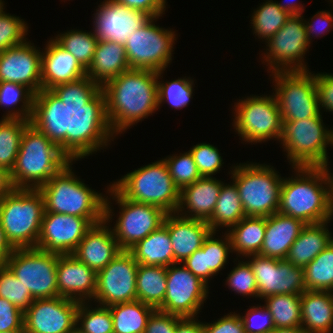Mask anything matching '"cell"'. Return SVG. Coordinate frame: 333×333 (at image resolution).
Returning a JSON list of instances; mask_svg holds the SVG:
<instances>
[{
  "label": "cell",
  "mask_w": 333,
  "mask_h": 333,
  "mask_svg": "<svg viewBox=\"0 0 333 333\" xmlns=\"http://www.w3.org/2000/svg\"><path fill=\"white\" fill-rule=\"evenodd\" d=\"M86 147L82 114L49 109L24 130L11 182L17 189H39Z\"/></svg>",
  "instance_id": "6da1fadb"
},
{
  "label": "cell",
  "mask_w": 333,
  "mask_h": 333,
  "mask_svg": "<svg viewBox=\"0 0 333 333\" xmlns=\"http://www.w3.org/2000/svg\"><path fill=\"white\" fill-rule=\"evenodd\" d=\"M164 70L129 69L107 82L82 113L86 146L103 149L115 135L158 110V86Z\"/></svg>",
  "instance_id": "7a4b0ae2"
},
{
  "label": "cell",
  "mask_w": 333,
  "mask_h": 333,
  "mask_svg": "<svg viewBox=\"0 0 333 333\" xmlns=\"http://www.w3.org/2000/svg\"><path fill=\"white\" fill-rule=\"evenodd\" d=\"M42 51V102L49 109H72L81 114L91 105L86 70L55 39Z\"/></svg>",
  "instance_id": "3957f363"
},
{
  "label": "cell",
  "mask_w": 333,
  "mask_h": 333,
  "mask_svg": "<svg viewBox=\"0 0 333 333\" xmlns=\"http://www.w3.org/2000/svg\"><path fill=\"white\" fill-rule=\"evenodd\" d=\"M284 178L278 212L305 224L330 221L329 167H293Z\"/></svg>",
  "instance_id": "277c9868"
},
{
  "label": "cell",
  "mask_w": 333,
  "mask_h": 333,
  "mask_svg": "<svg viewBox=\"0 0 333 333\" xmlns=\"http://www.w3.org/2000/svg\"><path fill=\"white\" fill-rule=\"evenodd\" d=\"M86 146L70 163L38 190L44 198V213H61L83 218H104L105 197L89 188L72 171L74 161L96 153ZM104 196V197H103Z\"/></svg>",
  "instance_id": "5b68a950"
},
{
  "label": "cell",
  "mask_w": 333,
  "mask_h": 333,
  "mask_svg": "<svg viewBox=\"0 0 333 333\" xmlns=\"http://www.w3.org/2000/svg\"><path fill=\"white\" fill-rule=\"evenodd\" d=\"M44 212L38 189L14 188L0 200V224L15 249L36 248Z\"/></svg>",
  "instance_id": "8992f818"
},
{
  "label": "cell",
  "mask_w": 333,
  "mask_h": 333,
  "mask_svg": "<svg viewBox=\"0 0 333 333\" xmlns=\"http://www.w3.org/2000/svg\"><path fill=\"white\" fill-rule=\"evenodd\" d=\"M231 169L246 216L268 217L278 212L283 177L273 166L251 162Z\"/></svg>",
  "instance_id": "52a82bcc"
},
{
  "label": "cell",
  "mask_w": 333,
  "mask_h": 333,
  "mask_svg": "<svg viewBox=\"0 0 333 333\" xmlns=\"http://www.w3.org/2000/svg\"><path fill=\"white\" fill-rule=\"evenodd\" d=\"M112 185L128 200L157 206L167 214L178 209L180 189L163 159L127 173Z\"/></svg>",
  "instance_id": "ba28073f"
},
{
  "label": "cell",
  "mask_w": 333,
  "mask_h": 333,
  "mask_svg": "<svg viewBox=\"0 0 333 333\" xmlns=\"http://www.w3.org/2000/svg\"><path fill=\"white\" fill-rule=\"evenodd\" d=\"M322 118L283 121L279 142L292 167H329L327 147L333 146V130Z\"/></svg>",
  "instance_id": "9c48e42d"
},
{
  "label": "cell",
  "mask_w": 333,
  "mask_h": 333,
  "mask_svg": "<svg viewBox=\"0 0 333 333\" xmlns=\"http://www.w3.org/2000/svg\"><path fill=\"white\" fill-rule=\"evenodd\" d=\"M245 98L234 105L233 127L238 136L251 144L280 140L283 121L274 92Z\"/></svg>",
  "instance_id": "30bf717a"
},
{
  "label": "cell",
  "mask_w": 333,
  "mask_h": 333,
  "mask_svg": "<svg viewBox=\"0 0 333 333\" xmlns=\"http://www.w3.org/2000/svg\"><path fill=\"white\" fill-rule=\"evenodd\" d=\"M275 98L282 121L303 120L322 116L319 107L315 73L308 71L274 72Z\"/></svg>",
  "instance_id": "8fae6325"
},
{
  "label": "cell",
  "mask_w": 333,
  "mask_h": 333,
  "mask_svg": "<svg viewBox=\"0 0 333 333\" xmlns=\"http://www.w3.org/2000/svg\"><path fill=\"white\" fill-rule=\"evenodd\" d=\"M152 17L140 29L130 34L124 48L130 69L161 71L172 61L176 33L155 25Z\"/></svg>",
  "instance_id": "7c38bea8"
},
{
  "label": "cell",
  "mask_w": 333,
  "mask_h": 333,
  "mask_svg": "<svg viewBox=\"0 0 333 333\" xmlns=\"http://www.w3.org/2000/svg\"><path fill=\"white\" fill-rule=\"evenodd\" d=\"M58 254L37 248L15 249L6 266L27 288L33 299L59 296L57 287Z\"/></svg>",
  "instance_id": "4fadbf2b"
},
{
  "label": "cell",
  "mask_w": 333,
  "mask_h": 333,
  "mask_svg": "<svg viewBox=\"0 0 333 333\" xmlns=\"http://www.w3.org/2000/svg\"><path fill=\"white\" fill-rule=\"evenodd\" d=\"M107 188L108 196L120 206V215L111 229L121 250L128 251L163 225L167 213L161 208L128 200L113 185Z\"/></svg>",
  "instance_id": "5bb4252c"
},
{
  "label": "cell",
  "mask_w": 333,
  "mask_h": 333,
  "mask_svg": "<svg viewBox=\"0 0 333 333\" xmlns=\"http://www.w3.org/2000/svg\"><path fill=\"white\" fill-rule=\"evenodd\" d=\"M303 17L292 15L283 27L266 41V53L261 55L264 54L263 62L269 66L268 73L309 70L303 59L310 46Z\"/></svg>",
  "instance_id": "9a60e30c"
},
{
  "label": "cell",
  "mask_w": 333,
  "mask_h": 333,
  "mask_svg": "<svg viewBox=\"0 0 333 333\" xmlns=\"http://www.w3.org/2000/svg\"><path fill=\"white\" fill-rule=\"evenodd\" d=\"M208 288L182 263H174L167 267L165 298L157 309L180 317H197L208 297Z\"/></svg>",
  "instance_id": "2e32d148"
},
{
  "label": "cell",
  "mask_w": 333,
  "mask_h": 333,
  "mask_svg": "<svg viewBox=\"0 0 333 333\" xmlns=\"http://www.w3.org/2000/svg\"><path fill=\"white\" fill-rule=\"evenodd\" d=\"M138 263L133 255L122 250L108 265L97 272L96 291L93 298L101 306L137 300Z\"/></svg>",
  "instance_id": "e0dca14e"
},
{
  "label": "cell",
  "mask_w": 333,
  "mask_h": 333,
  "mask_svg": "<svg viewBox=\"0 0 333 333\" xmlns=\"http://www.w3.org/2000/svg\"><path fill=\"white\" fill-rule=\"evenodd\" d=\"M255 275L258 298L276 294L302 295L306 291L304 268L295 266L286 259L249 255L245 258ZM251 258V259H250Z\"/></svg>",
  "instance_id": "ac0fdd59"
},
{
  "label": "cell",
  "mask_w": 333,
  "mask_h": 333,
  "mask_svg": "<svg viewBox=\"0 0 333 333\" xmlns=\"http://www.w3.org/2000/svg\"><path fill=\"white\" fill-rule=\"evenodd\" d=\"M103 220L104 218L44 213L36 248L58 255L72 254L87 231Z\"/></svg>",
  "instance_id": "d6986e66"
},
{
  "label": "cell",
  "mask_w": 333,
  "mask_h": 333,
  "mask_svg": "<svg viewBox=\"0 0 333 333\" xmlns=\"http://www.w3.org/2000/svg\"><path fill=\"white\" fill-rule=\"evenodd\" d=\"M79 301L65 298L34 299L24 312L25 333H75Z\"/></svg>",
  "instance_id": "ffe728a7"
},
{
  "label": "cell",
  "mask_w": 333,
  "mask_h": 333,
  "mask_svg": "<svg viewBox=\"0 0 333 333\" xmlns=\"http://www.w3.org/2000/svg\"><path fill=\"white\" fill-rule=\"evenodd\" d=\"M94 13V36L98 41L125 45L130 34L143 27L152 17L144 11L129 8L114 0H104Z\"/></svg>",
  "instance_id": "44dd1931"
},
{
  "label": "cell",
  "mask_w": 333,
  "mask_h": 333,
  "mask_svg": "<svg viewBox=\"0 0 333 333\" xmlns=\"http://www.w3.org/2000/svg\"><path fill=\"white\" fill-rule=\"evenodd\" d=\"M42 51L29 41L0 52V82L18 83L42 101Z\"/></svg>",
  "instance_id": "7402d4cb"
},
{
  "label": "cell",
  "mask_w": 333,
  "mask_h": 333,
  "mask_svg": "<svg viewBox=\"0 0 333 333\" xmlns=\"http://www.w3.org/2000/svg\"><path fill=\"white\" fill-rule=\"evenodd\" d=\"M111 204L107 196L104 204V220L94 224L87 231L72 253L79 261L96 273L101 271L122 251L109 225L113 218Z\"/></svg>",
  "instance_id": "603a6c76"
},
{
  "label": "cell",
  "mask_w": 333,
  "mask_h": 333,
  "mask_svg": "<svg viewBox=\"0 0 333 333\" xmlns=\"http://www.w3.org/2000/svg\"><path fill=\"white\" fill-rule=\"evenodd\" d=\"M97 273L72 254L58 255L57 287L60 297L91 302L95 296Z\"/></svg>",
  "instance_id": "cb8c5ba5"
},
{
  "label": "cell",
  "mask_w": 333,
  "mask_h": 333,
  "mask_svg": "<svg viewBox=\"0 0 333 333\" xmlns=\"http://www.w3.org/2000/svg\"><path fill=\"white\" fill-rule=\"evenodd\" d=\"M163 224L168 228L174 263H183L203 245L212 231L206 221L185 218L177 213L166 214Z\"/></svg>",
  "instance_id": "d4e9b609"
},
{
  "label": "cell",
  "mask_w": 333,
  "mask_h": 333,
  "mask_svg": "<svg viewBox=\"0 0 333 333\" xmlns=\"http://www.w3.org/2000/svg\"><path fill=\"white\" fill-rule=\"evenodd\" d=\"M223 184L213 176H202L193 184L183 187L176 213L185 218L207 222L214 212Z\"/></svg>",
  "instance_id": "484cf974"
},
{
  "label": "cell",
  "mask_w": 333,
  "mask_h": 333,
  "mask_svg": "<svg viewBox=\"0 0 333 333\" xmlns=\"http://www.w3.org/2000/svg\"><path fill=\"white\" fill-rule=\"evenodd\" d=\"M129 69L123 45L98 41L93 60L86 70L88 87L95 94L107 82Z\"/></svg>",
  "instance_id": "4316f807"
},
{
  "label": "cell",
  "mask_w": 333,
  "mask_h": 333,
  "mask_svg": "<svg viewBox=\"0 0 333 333\" xmlns=\"http://www.w3.org/2000/svg\"><path fill=\"white\" fill-rule=\"evenodd\" d=\"M305 225L303 221L279 212L266 217L265 237L258 255L286 259Z\"/></svg>",
  "instance_id": "83f0119b"
},
{
  "label": "cell",
  "mask_w": 333,
  "mask_h": 333,
  "mask_svg": "<svg viewBox=\"0 0 333 333\" xmlns=\"http://www.w3.org/2000/svg\"><path fill=\"white\" fill-rule=\"evenodd\" d=\"M301 318V329L304 333H332V292L306 290L301 295Z\"/></svg>",
  "instance_id": "f1b7e54d"
},
{
  "label": "cell",
  "mask_w": 333,
  "mask_h": 333,
  "mask_svg": "<svg viewBox=\"0 0 333 333\" xmlns=\"http://www.w3.org/2000/svg\"><path fill=\"white\" fill-rule=\"evenodd\" d=\"M21 103V107H17ZM0 106L9 108L3 118L22 119L35 121L41 118L49 108L26 86L12 83L0 82Z\"/></svg>",
  "instance_id": "f546056e"
},
{
  "label": "cell",
  "mask_w": 333,
  "mask_h": 333,
  "mask_svg": "<svg viewBox=\"0 0 333 333\" xmlns=\"http://www.w3.org/2000/svg\"><path fill=\"white\" fill-rule=\"evenodd\" d=\"M328 223L330 221L306 224L291 245L286 260L295 266H307L333 242L332 233L327 228Z\"/></svg>",
  "instance_id": "4dcf8cb0"
},
{
  "label": "cell",
  "mask_w": 333,
  "mask_h": 333,
  "mask_svg": "<svg viewBox=\"0 0 333 333\" xmlns=\"http://www.w3.org/2000/svg\"><path fill=\"white\" fill-rule=\"evenodd\" d=\"M138 264L168 267L174 264V253L168 233L163 224L128 250Z\"/></svg>",
  "instance_id": "1f68e13d"
},
{
  "label": "cell",
  "mask_w": 333,
  "mask_h": 333,
  "mask_svg": "<svg viewBox=\"0 0 333 333\" xmlns=\"http://www.w3.org/2000/svg\"><path fill=\"white\" fill-rule=\"evenodd\" d=\"M266 217L245 216L226 231L231 240L232 253L246 257L260 253L265 237Z\"/></svg>",
  "instance_id": "d6a6232c"
},
{
  "label": "cell",
  "mask_w": 333,
  "mask_h": 333,
  "mask_svg": "<svg viewBox=\"0 0 333 333\" xmlns=\"http://www.w3.org/2000/svg\"><path fill=\"white\" fill-rule=\"evenodd\" d=\"M167 288V267L138 264L137 300L157 309L164 301Z\"/></svg>",
  "instance_id": "836d02e7"
},
{
  "label": "cell",
  "mask_w": 333,
  "mask_h": 333,
  "mask_svg": "<svg viewBox=\"0 0 333 333\" xmlns=\"http://www.w3.org/2000/svg\"><path fill=\"white\" fill-rule=\"evenodd\" d=\"M245 211L236 185L227 183L222 185L216 207L211 218L207 221L212 231H219L221 227L227 231L244 218Z\"/></svg>",
  "instance_id": "e575fe53"
},
{
  "label": "cell",
  "mask_w": 333,
  "mask_h": 333,
  "mask_svg": "<svg viewBox=\"0 0 333 333\" xmlns=\"http://www.w3.org/2000/svg\"><path fill=\"white\" fill-rule=\"evenodd\" d=\"M113 333H144L154 307L138 300L109 306Z\"/></svg>",
  "instance_id": "d590c367"
},
{
  "label": "cell",
  "mask_w": 333,
  "mask_h": 333,
  "mask_svg": "<svg viewBox=\"0 0 333 333\" xmlns=\"http://www.w3.org/2000/svg\"><path fill=\"white\" fill-rule=\"evenodd\" d=\"M263 300L275 328L301 327V295L276 294Z\"/></svg>",
  "instance_id": "8d00e7d4"
},
{
  "label": "cell",
  "mask_w": 333,
  "mask_h": 333,
  "mask_svg": "<svg viewBox=\"0 0 333 333\" xmlns=\"http://www.w3.org/2000/svg\"><path fill=\"white\" fill-rule=\"evenodd\" d=\"M32 121L12 118L0 120V167L14 168L25 128Z\"/></svg>",
  "instance_id": "74e56055"
},
{
  "label": "cell",
  "mask_w": 333,
  "mask_h": 333,
  "mask_svg": "<svg viewBox=\"0 0 333 333\" xmlns=\"http://www.w3.org/2000/svg\"><path fill=\"white\" fill-rule=\"evenodd\" d=\"M252 19L250 20L253 24L252 30L255 36L268 41L277 31L283 27L286 21L291 17V15L282 10L277 2L273 0H267L265 3L260 5L254 10L252 14Z\"/></svg>",
  "instance_id": "f35d334b"
},
{
  "label": "cell",
  "mask_w": 333,
  "mask_h": 333,
  "mask_svg": "<svg viewBox=\"0 0 333 333\" xmlns=\"http://www.w3.org/2000/svg\"><path fill=\"white\" fill-rule=\"evenodd\" d=\"M306 290L333 291V242L304 267Z\"/></svg>",
  "instance_id": "ab89813d"
},
{
  "label": "cell",
  "mask_w": 333,
  "mask_h": 333,
  "mask_svg": "<svg viewBox=\"0 0 333 333\" xmlns=\"http://www.w3.org/2000/svg\"><path fill=\"white\" fill-rule=\"evenodd\" d=\"M54 39L70 52L85 70L88 69L98 43V39L92 31L67 30V32L55 36Z\"/></svg>",
  "instance_id": "60d3db41"
},
{
  "label": "cell",
  "mask_w": 333,
  "mask_h": 333,
  "mask_svg": "<svg viewBox=\"0 0 333 333\" xmlns=\"http://www.w3.org/2000/svg\"><path fill=\"white\" fill-rule=\"evenodd\" d=\"M79 302L76 315L77 333H113V319L108 306ZM91 306V307H90Z\"/></svg>",
  "instance_id": "b9f144b4"
},
{
  "label": "cell",
  "mask_w": 333,
  "mask_h": 333,
  "mask_svg": "<svg viewBox=\"0 0 333 333\" xmlns=\"http://www.w3.org/2000/svg\"><path fill=\"white\" fill-rule=\"evenodd\" d=\"M158 81V109L161 104L168 102L171 108L177 110L186 107L193 98L194 81L190 77L178 78L172 81Z\"/></svg>",
  "instance_id": "7bdbcfd3"
},
{
  "label": "cell",
  "mask_w": 333,
  "mask_h": 333,
  "mask_svg": "<svg viewBox=\"0 0 333 333\" xmlns=\"http://www.w3.org/2000/svg\"><path fill=\"white\" fill-rule=\"evenodd\" d=\"M0 297L10 301L23 313L34 301L30 291L6 265L0 267Z\"/></svg>",
  "instance_id": "ee69618b"
},
{
  "label": "cell",
  "mask_w": 333,
  "mask_h": 333,
  "mask_svg": "<svg viewBox=\"0 0 333 333\" xmlns=\"http://www.w3.org/2000/svg\"><path fill=\"white\" fill-rule=\"evenodd\" d=\"M163 160L175 185L180 190L202 177L190 151L180 153L179 156L173 154V156L166 157Z\"/></svg>",
  "instance_id": "f6af8a7d"
},
{
  "label": "cell",
  "mask_w": 333,
  "mask_h": 333,
  "mask_svg": "<svg viewBox=\"0 0 333 333\" xmlns=\"http://www.w3.org/2000/svg\"><path fill=\"white\" fill-rule=\"evenodd\" d=\"M27 23L18 16L0 12V52L27 41Z\"/></svg>",
  "instance_id": "bcb514c9"
},
{
  "label": "cell",
  "mask_w": 333,
  "mask_h": 333,
  "mask_svg": "<svg viewBox=\"0 0 333 333\" xmlns=\"http://www.w3.org/2000/svg\"><path fill=\"white\" fill-rule=\"evenodd\" d=\"M216 233L211 231L202 245L207 253L208 267L215 276L227 264L228 254L232 253L231 240L228 233L225 232L224 238L220 237V239L215 238Z\"/></svg>",
  "instance_id": "7dc6e473"
},
{
  "label": "cell",
  "mask_w": 333,
  "mask_h": 333,
  "mask_svg": "<svg viewBox=\"0 0 333 333\" xmlns=\"http://www.w3.org/2000/svg\"><path fill=\"white\" fill-rule=\"evenodd\" d=\"M228 288L242 296L258 298L255 275L247 261H238L236 267L226 277Z\"/></svg>",
  "instance_id": "c3c4849f"
},
{
  "label": "cell",
  "mask_w": 333,
  "mask_h": 333,
  "mask_svg": "<svg viewBox=\"0 0 333 333\" xmlns=\"http://www.w3.org/2000/svg\"><path fill=\"white\" fill-rule=\"evenodd\" d=\"M189 151L201 176L212 177L221 170L224 164L219 150L210 143L196 144Z\"/></svg>",
  "instance_id": "681fc988"
},
{
  "label": "cell",
  "mask_w": 333,
  "mask_h": 333,
  "mask_svg": "<svg viewBox=\"0 0 333 333\" xmlns=\"http://www.w3.org/2000/svg\"><path fill=\"white\" fill-rule=\"evenodd\" d=\"M240 318L245 331L249 333H271L275 329L272 316L265 305L250 307Z\"/></svg>",
  "instance_id": "f907efd6"
},
{
  "label": "cell",
  "mask_w": 333,
  "mask_h": 333,
  "mask_svg": "<svg viewBox=\"0 0 333 333\" xmlns=\"http://www.w3.org/2000/svg\"><path fill=\"white\" fill-rule=\"evenodd\" d=\"M24 330V313L0 297V331Z\"/></svg>",
  "instance_id": "816d5d0a"
},
{
  "label": "cell",
  "mask_w": 333,
  "mask_h": 333,
  "mask_svg": "<svg viewBox=\"0 0 333 333\" xmlns=\"http://www.w3.org/2000/svg\"><path fill=\"white\" fill-rule=\"evenodd\" d=\"M180 316L155 309L150 315L144 333H175Z\"/></svg>",
  "instance_id": "f5cc1de1"
},
{
  "label": "cell",
  "mask_w": 333,
  "mask_h": 333,
  "mask_svg": "<svg viewBox=\"0 0 333 333\" xmlns=\"http://www.w3.org/2000/svg\"><path fill=\"white\" fill-rule=\"evenodd\" d=\"M204 333H245L240 314L230 312L213 323H203Z\"/></svg>",
  "instance_id": "db71d44e"
},
{
  "label": "cell",
  "mask_w": 333,
  "mask_h": 333,
  "mask_svg": "<svg viewBox=\"0 0 333 333\" xmlns=\"http://www.w3.org/2000/svg\"><path fill=\"white\" fill-rule=\"evenodd\" d=\"M182 264L207 285L209 279L215 275L208 267L207 253L203 247L196 250Z\"/></svg>",
  "instance_id": "11a10c76"
},
{
  "label": "cell",
  "mask_w": 333,
  "mask_h": 333,
  "mask_svg": "<svg viewBox=\"0 0 333 333\" xmlns=\"http://www.w3.org/2000/svg\"><path fill=\"white\" fill-rule=\"evenodd\" d=\"M311 19V22H310ZM308 21L304 19V24L307 32V39L311 44V36L314 37H321L324 32L331 31L333 28V14L330 11H318L316 15L310 18ZM314 20V21H313ZM321 24V25H320ZM312 34V35H311ZM315 35V36H313Z\"/></svg>",
  "instance_id": "9f6ffc18"
},
{
  "label": "cell",
  "mask_w": 333,
  "mask_h": 333,
  "mask_svg": "<svg viewBox=\"0 0 333 333\" xmlns=\"http://www.w3.org/2000/svg\"><path fill=\"white\" fill-rule=\"evenodd\" d=\"M315 83L318 93L319 107L333 113V74L316 73Z\"/></svg>",
  "instance_id": "6f0895ef"
},
{
  "label": "cell",
  "mask_w": 333,
  "mask_h": 333,
  "mask_svg": "<svg viewBox=\"0 0 333 333\" xmlns=\"http://www.w3.org/2000/svg\"><path fill=\"white\" fill-rule=\"evenodd\" d=\"M129 8L141 10L151 17H161L165 14L166 0H114Z\"/></svg>",
  "instance_id": "680465c9"
},
{
  "label": "cell",
  "mask_w": 333,
  "mask_h": 333,
  "mask_svg": "<svg viewBox=\"0 0 333 333\" xmlns=\"http://www.w3.org/2000/svg\"><path fill=\"white\" fill-rule=\"evenodd\" d=\"M175 333H204V325L195 317H180Z\"/></svg>",
  "instance_id": "91938a15"
},
{
  "label": "cell",
  "mask_w": 333,
  "mask_h": 333,
  "mask_svg": "<svg viewBox=\"0 0 333 333\" xmlns=\"http://www.w3.org/2000/svg\"><path fill=\"white\" fill-rule=\"evenodd\" d=\"M15 251L9 242L5 231L0 224V267L6 264L7 259Z\"/></svg>",
  "instance_id": "94428289"
},
{
  "label": "cell",
  "mask_w": 333,
  "mask_h": 333,
  "mask_svg": "<svg viewBox=\"0 0 333 333\" xmlns=\"http://www.w3.org/2000/svg\"><path fill=\"white\" fill-rule=\"evenodd\" d=\"M13 189L10 172L6 168L0 167V200Z\"/></svg>",
  "instance_id": "6125c7cd"
},
{
  "label": "cell",
  "mask_w": 333,
  "mask_h": 333,
  "mask_svg": "<svg viewBox=\"0 0 333 333\" xmlns=\"http://www.w3.org/2000/svg\"><path fill=\"white\" fill-rule=\"evenodd\" d=\"M277 5L284 11H287L291 16L292 15H302V12H304V6L302 5V3H292V1L288 2L286 4L284 3H278L277 1Z\"/></svg>",
  "instance_id": "be15d7a7"
},
{
  "label": "cell",
  "mask_w": 333,
  "mask_h": 333,
  "mask_svg": "<svg viewBox=\"0 0 333 333\" xmlns=\"http://www.w3.org/2000/svg\"><path fill=\"white\" fill-rule=\"evenodd\" d=\"M271 333H304L301 327L275 328Z\"/></svg>",
  "instance_id": "e7e4bbea"
},
{
  "label": "cell",
  "mask_w": 333,
  "mask_h": 333,
  "mask_svg": "<svg viewBox=\"0 0 333 333\" xmlns=\"http://www.w3.org/2000/svg\"><path fill=\"white\" fill-rule=\"evenodd\" d=\"M329 185H330V220L333 219V173L329 171Z\"/></svg>",
  "instance_id": "03108f58"
},
{
  "label": "cell",
  "mask_w": 333,
  "mask_h": 333,
  "mask_svg": "<svg viewBox=\"0 0 333 333\" xmlns=\"http://www.w3.org/2000/svg\"><path fill=\"white\" fill-rule=\"evenodd\" d=\"M0 333H25L24 330L0 331Z\"/></svg>",
  "instance_id": "003e7915"
},
{
  "label": "cell",
  "mask_w": 333,
  "mask_h": 333,
  "mask_svg": "<svg viewBox=\"0 0 333 333\" xmlns=\"http://www.w3.org/2000/svg\"><path fill=\"white\" fill-rule=\"evenodd\" d=\"M5 2L4 1H2V0H0V12L3 10V9H5L4 7V4Z\"/></svg>",
  "instance_id": "a7ac6f4b"
}]
</instances>
